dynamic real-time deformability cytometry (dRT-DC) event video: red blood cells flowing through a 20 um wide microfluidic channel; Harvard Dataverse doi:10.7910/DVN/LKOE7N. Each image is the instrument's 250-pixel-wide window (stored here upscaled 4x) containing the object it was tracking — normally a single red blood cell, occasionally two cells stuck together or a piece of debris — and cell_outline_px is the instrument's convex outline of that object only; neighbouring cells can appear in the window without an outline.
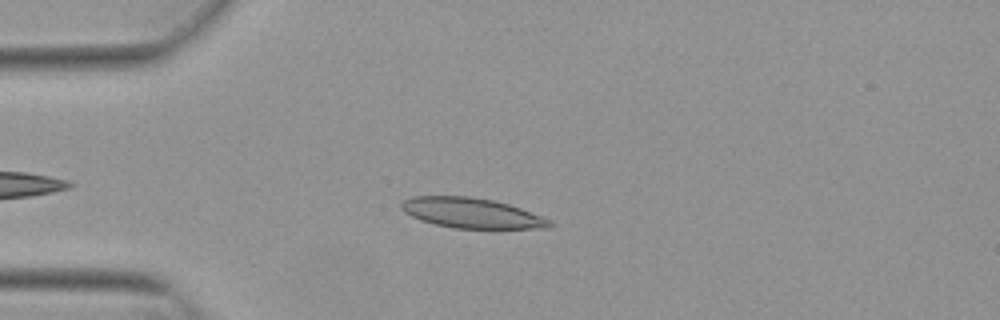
{"species": "Egyptian fruit bat (a non-hibernating species)", "species_latin": "Rousettus aegyptiacus", "temperature_condition": "warm", "stored_images_in_passage": 39, "camera_frame_rate_fps": 3000, "um_per_image_px": 0.085, "animal": {"sex": "female"}, "frame": {"image": 1, "passage_image": 8, "time_ms": 2.333, "image_size_px": [1000, 320], "cell_outline_px": [[556, 224], [548, 228], [452, 228], [420, 220], [404, 212], [400, 208], [400, 204], [404, 200], [412, 196], [468, 196], [492, 200], [508, 204], [520, 208], [552, 220]], "centroid_in_image_um": [40.09, 18.11], "position_along_channel_um": 44.9, "area_um2": 26.01}}
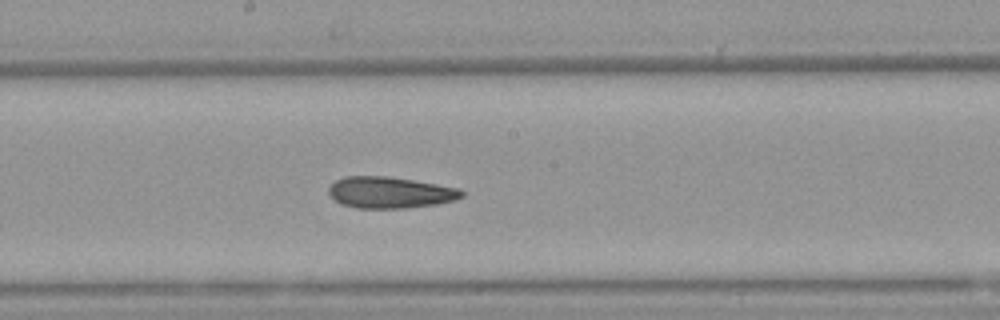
{"frame": {"image": 2, "passage_image": 23, "time_ms": 7.333, "image_size_px": [1000, 320], "cell_outline_px": [[464, 196], [456, 200], [436, 204], [408, 208], [356, 208], [340, 204], [328, 192], [328, 188], [336, 180], [344, 176], [388, 176], [460, 188], [464, 192]], "centroid_in_image_um": [33.16, 16.36], "position_along_channel_um": 215.0, "area_um2": 24.39}}
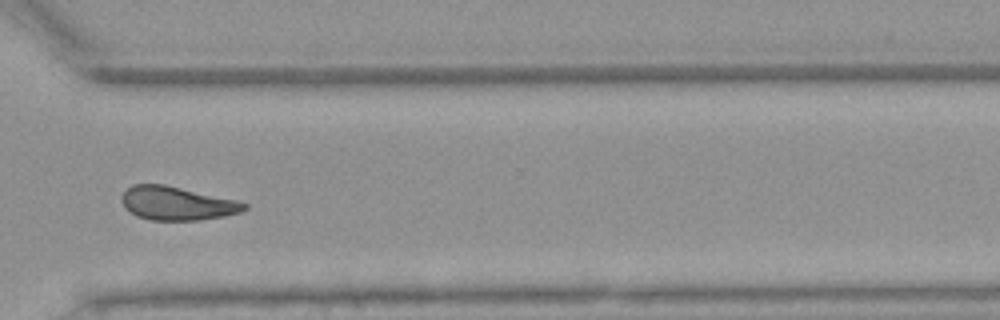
{"frame": {"image": 3, "passage_image": 34, "time_ms": 11.0, "image_size_px": [1000, 320], "cell_outline_px": [[248, 208], [240, 212], [224, 216], [200, 220], [152, 220], [136, 216], [124, 208], [120, 200], [124, 192], [132, 184], [164, 184], [236, 200], [248, 204]], "centroid_in_image_um": [15.02, 17.29], "position_along_channel_um": 355.6, "area_um2": 23.99}, "authors_computed_cell_mechanics": {"area_um2": 24.4494, "velocity_mm_per_s": 3.8246, "shape_relaxation_time_tau1_ms": null, "shape_relaxation_time_tau2_ms": 6.1136, "deformation_change_tau1": null, "deformation_change_tau2": 0.1532}}